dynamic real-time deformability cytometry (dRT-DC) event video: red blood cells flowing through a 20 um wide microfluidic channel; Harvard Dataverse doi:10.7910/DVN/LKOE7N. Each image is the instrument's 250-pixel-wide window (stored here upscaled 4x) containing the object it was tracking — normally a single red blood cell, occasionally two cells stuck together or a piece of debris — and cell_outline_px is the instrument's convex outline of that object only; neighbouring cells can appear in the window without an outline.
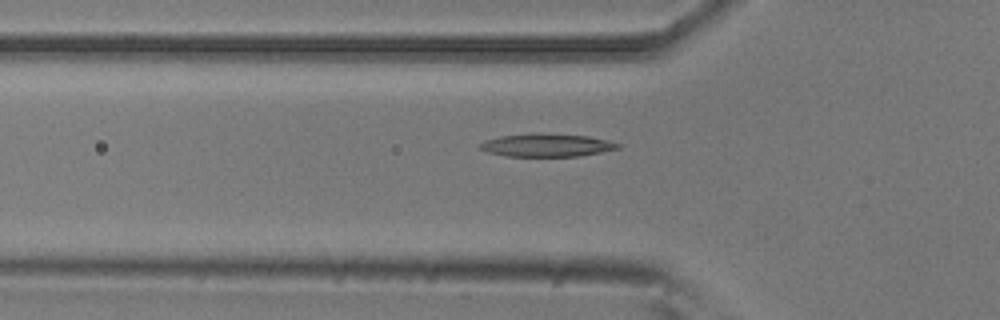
{"species": "common noctule bat (a hibernating species)", "species_latin": "Nyctalus noctula", "temperature_condition": "room temperature", "stored_images_in_passage": 30, "camera_frame_rate_fps": 3000, "um_per_image_px": 0.085, "animal": {"sex": "male", "body_mass_g": 20.5, "forearm_length_mm": 52.5}, "frame": {"image": 1, "passage_image": 2, "time_ms": 0.333, "image_size_px": [1000, 320], "cell_outline_px": [[620, 148], [580, 156], [508, 156], [488, 152], [480, 148], [480, 144], [484, 140], [500, 136], [540, 132], [588, 136], [608, 140], [620, 144]], "centroid_in_image_um": [46.48, 12.32], "position_along_channel_um": 79.3, "area_um2": 18.5}}
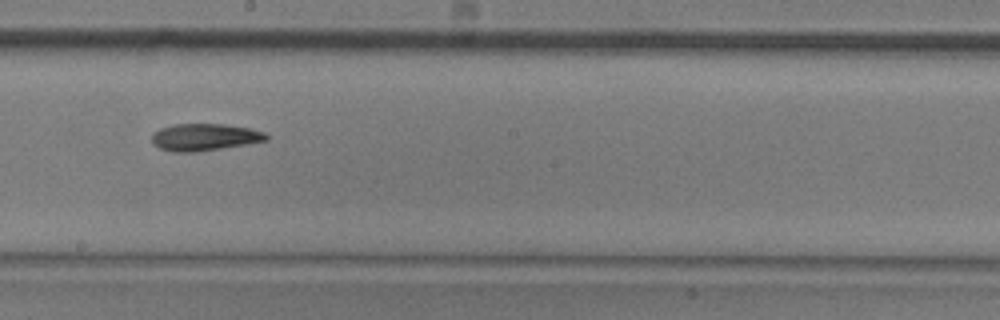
{"frame": {"image": 2, "passage_image": 14, "time_ms": 4.333, "image_size_px": [1000, 320], "cell_outline_px": [[268, 140], [196, 152], [172, 152], [160, 148], [152, 144], [152, 132], [160, 128], [172, 124], [224, 124], [252, 128], [264, 132], [268, 136]], "centroid_in_image_um": [17.35, 11.65], "position_along_channel_um": 230.9, "area_um2": 18.09}}
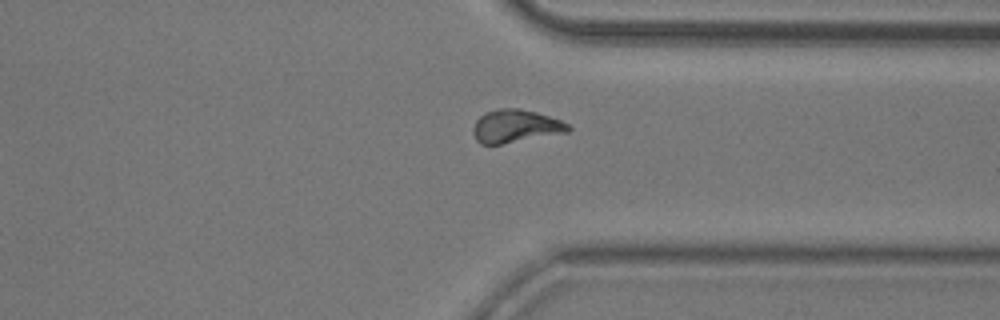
{"frame": {"image": 3, "passage_image": 25, "time_ms": 8.0, "image_size_px": [1000, 320], "cell_outline_px": [[572, 128], [568, 132], [500, 144], [480, 144], [476, 140], [472, 132], [476, 120], [484, 112], [500, 108], [520, 108], [536, 112], [560, 120], [568, 124]], "centroid_in_image_um": [43.8, 10.72], "position_along_channel_um": 367.6, "area_um2": 18.21}}